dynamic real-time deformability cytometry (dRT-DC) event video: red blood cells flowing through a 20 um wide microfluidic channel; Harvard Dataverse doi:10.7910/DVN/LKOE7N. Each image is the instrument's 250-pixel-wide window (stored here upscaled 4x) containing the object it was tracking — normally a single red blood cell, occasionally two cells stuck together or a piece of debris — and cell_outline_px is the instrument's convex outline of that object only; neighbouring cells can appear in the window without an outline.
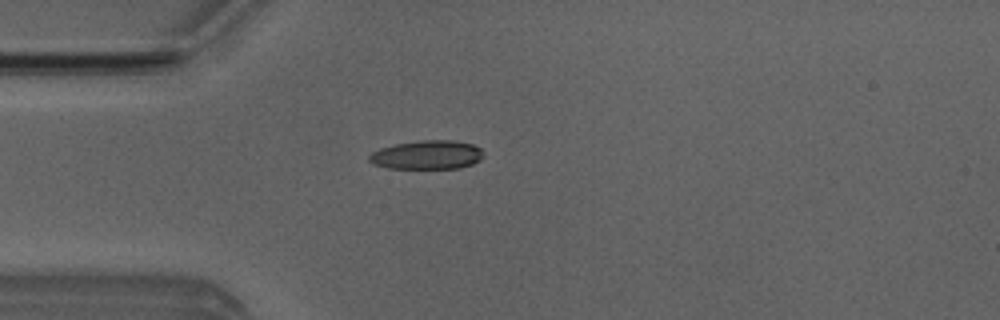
{"species": "Egyptian fruit bat (a non-hibernating species)", "species_latin": "Rousettus aegyptiacus", "temperature_condition": "room temperature", "stored_images_in_passage": 3, "camera_frame_rate_fps": 3000, "um_per_image_px": 0.085, "animal": {"sex": "male"}, "frame": {"image": 1, "passage_image": 3, "time_ms": 3.0, "image_size_px": [1000, 320], "cell_outline_px": [[480, 160], [472, 164], [460, 168], [388, 168], [372, 164], [368, 160], [368, 156], [372, 152], [380, 148], [396, 144], [420, 140], [452, 140], [472, 144], [480, 148]], "centroid_in_image_um": [36.25, 13.16], "position_along_channel_um": 48.8, "area_um2": 19.07}}